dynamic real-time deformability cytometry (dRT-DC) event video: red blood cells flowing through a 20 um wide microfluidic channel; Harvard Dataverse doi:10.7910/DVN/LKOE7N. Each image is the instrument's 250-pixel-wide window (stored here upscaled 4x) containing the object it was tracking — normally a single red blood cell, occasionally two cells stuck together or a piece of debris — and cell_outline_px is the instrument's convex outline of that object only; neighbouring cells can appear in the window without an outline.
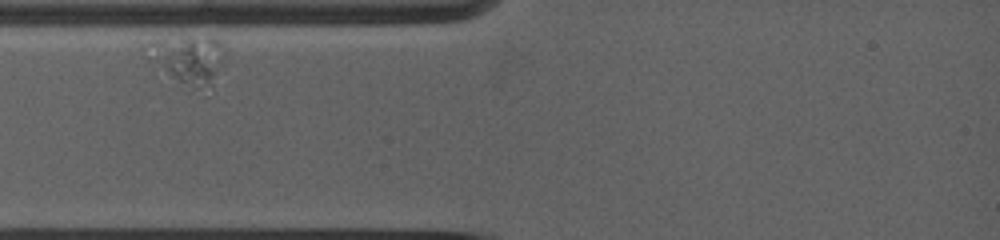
{"species": "common noctule bat (a hibernating species)", "species_latin": "Nyctalus noctula", "temperature_condition": "warm", "stored_images_in_passage": 24, "camera_frame_rate_fps": 5000, "um_per_image_px": 0.085, "animal": {"sex": "female", "body_mass_g": 19.0, "forearm_length_mm": 53.3}, "frame": {"image": 1, "passage_image": 3, "time_ms": 1.0, "image_size_px": [1000, 240], "cell_outline_px": [[220, 60], [212, 84], [204, 96], [172, 76], [144, 56], [136, 48], [140, 44], [152, 40], [208, 36], [212, 36], [220, 40]], "centroid_in_image_um": [15.83, 5.04], "position_along_channel_um": 69.2, "area_um2": 22.02}}
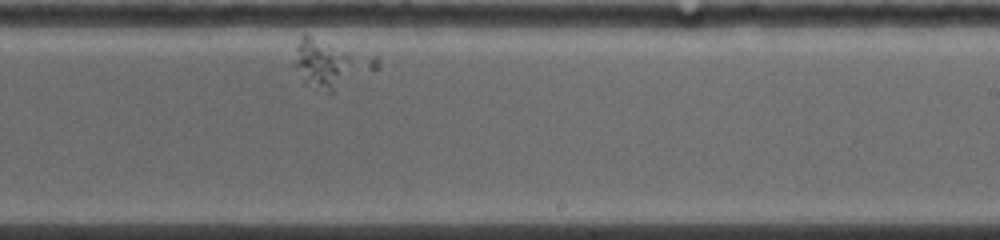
{"frame": {"image": 2, "passage_image": 17, "time_ms": 7.2, "image_size_px": [1000, 240], "cell_outline_px": [[380, 68], [332, 96], [304, 84], [292, 64], [296, 48], [300, 40], [304, 36], [308, 36], [376, 56], [380, 60]], "centroid_in_image_um": [28.16, 5.53], "position_along_channel_um": 260.8, "area_um2": 23.76}}
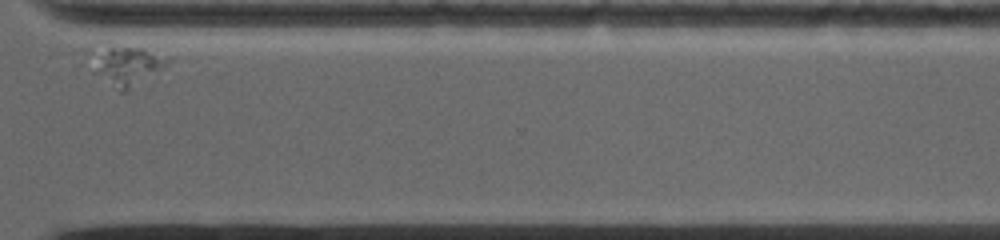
{"frame": {"image": 3, "passage_image": 24, "time_ms": 10.4, "image_size_px": [1000, 240], "cell_outline_px": [[176, 56], [124, 92], [120, 92], [92, 72], [80, 48], [84, 44], [92, 40], [108, 40], [144, 48]], "centroid_in_image_um": [10.38, 5.3], "position_along_channel_um": 360.2, "area_um2": 20.4}}